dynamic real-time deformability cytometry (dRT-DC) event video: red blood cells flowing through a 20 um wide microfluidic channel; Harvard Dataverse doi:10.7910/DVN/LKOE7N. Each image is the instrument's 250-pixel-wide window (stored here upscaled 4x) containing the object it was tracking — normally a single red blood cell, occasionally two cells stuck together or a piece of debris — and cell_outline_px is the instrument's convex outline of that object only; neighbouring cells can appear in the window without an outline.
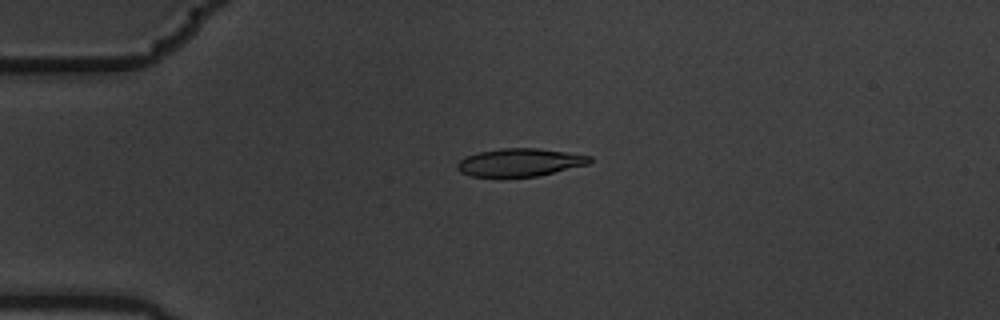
{"species": "common noctule bat (a hibernating species)", "species_latin": "Nyctalus noctula", "temperature_condition": "warm", "stored_images_in_passage": 5, "camera_frame_rate_fps": 3000, "um_per_image_px": 0.085, "animal": {"sex": "male", "body_mass_g": 19.5, "forearm_length_mm": 54.6}, "frame": {"image": 1, "passage_image": 4, "time_ms": 1.0, "image_size_px": [1000, 320], "cell_outline_px": [[592, 160], [588, 164], [536, 176], [472, 176], [460, 172], [456, 168], [456, 164], [460, 160], [468, 156], [480, 152], [500, 148], [536, 148], [592, 156]], "centroid_in_image_um": [44.17, 13.79], "position_along_channel_um": 40.8, "area_um2": 21.1}}